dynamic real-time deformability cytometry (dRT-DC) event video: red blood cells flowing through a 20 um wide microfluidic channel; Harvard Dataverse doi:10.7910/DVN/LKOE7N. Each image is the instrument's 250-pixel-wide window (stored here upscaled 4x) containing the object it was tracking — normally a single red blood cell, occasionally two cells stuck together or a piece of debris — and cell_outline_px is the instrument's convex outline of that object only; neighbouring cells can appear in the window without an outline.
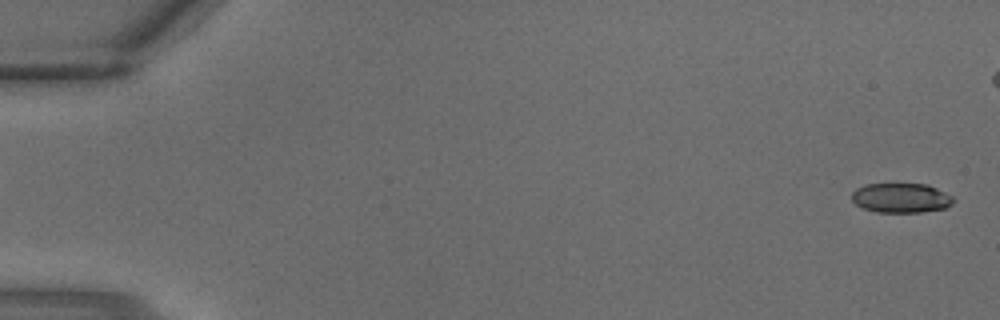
{"species": "common noctule bat (a hibernating species)", "species_latin": "Nyctalus noctula", "temperature_condition": "warm", "stored_images_in_passage": 4, "camera_frame_rate_fps": 3000, "um_per_image_px": 0.085, "animal": {"sex": "male", "body_mass_g": 18.8}, "frame": {"image": 1, "passage_image": 1, "time_ms": 0.0, "image_size_px": [1000, 320], "cell_outline_px": [[956, 200], [952, 204], [944, 208], [920, 212], [876, 212], [864, 208], [856, 204], [852, 200], [852, 192], [856, 188], [864, 184], [928, 184], [952, 196]], "centroid_in_image_um": [76.58, 16.82], "position_along_channel_um": 8.4, "area_um2": 17.51}}
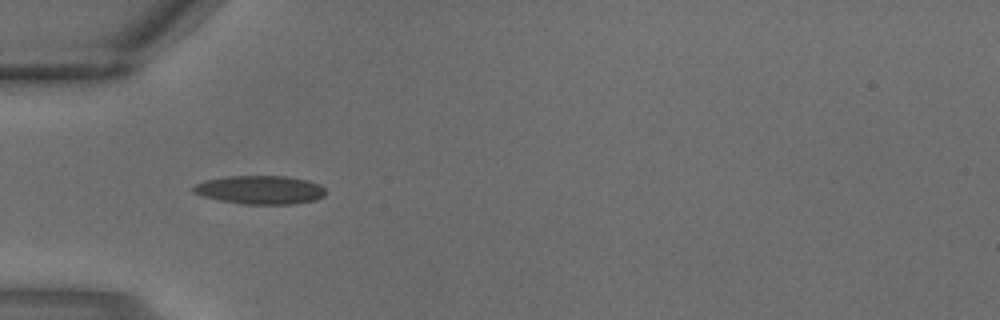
{"frame": {"image": 2, "passage_image": 4, "time_ms": 1.0, "image_size_px": [1000, 320], "cell_outline_px": [[324, 196], [316, 200], [296, 204], [244, 204], [220, 200], [204, 196], [192, 192], [192, 188], [196, 184], [204, 180], [228, 176], [284, 176], [308, 180], [320, 184], [324, 188]], "centroid_in_image_um": [22.13, 16.14], "position_along_channel_um": 62.9, "area_um2": 22.02}}